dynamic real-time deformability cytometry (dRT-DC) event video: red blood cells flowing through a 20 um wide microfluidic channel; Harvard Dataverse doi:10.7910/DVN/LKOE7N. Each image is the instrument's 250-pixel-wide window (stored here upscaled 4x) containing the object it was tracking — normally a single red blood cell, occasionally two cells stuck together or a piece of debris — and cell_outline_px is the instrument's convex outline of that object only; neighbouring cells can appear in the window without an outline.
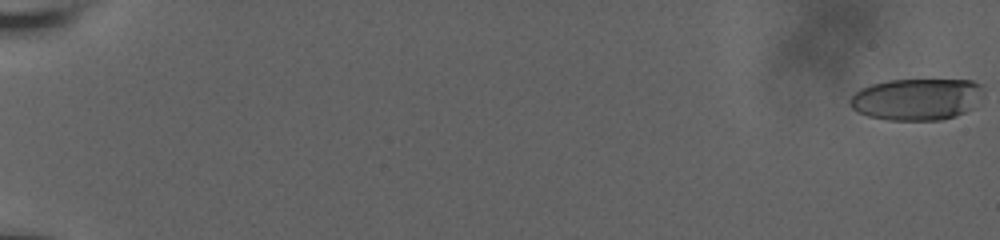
{"species": "human", "species_latin": "Homo sapiens", "temperature_condition": "room temperature", "stored_images_in_passage": 25, "camera_frame_rate_fps": 3000, "um_per_image_px": 0.085, "donor": {"sex": "male"}, "frame": {"image": 1, "passage_image": 1, "time_ms": 0.0, "image_size_px": [1000, 240], "cell_outline_px": [[984, 96], [972, 108], [956, 116], [940, 120], [888, 120], [868, 116], [852, 108], [848, 100], [860, 88], [872, 84], [888, 80], [972, 80], [984, 84]], "centroid_in_image_um": [77.98, 8.42], "position_along_channel_um": 7.0, "area_um2": 32.77}}
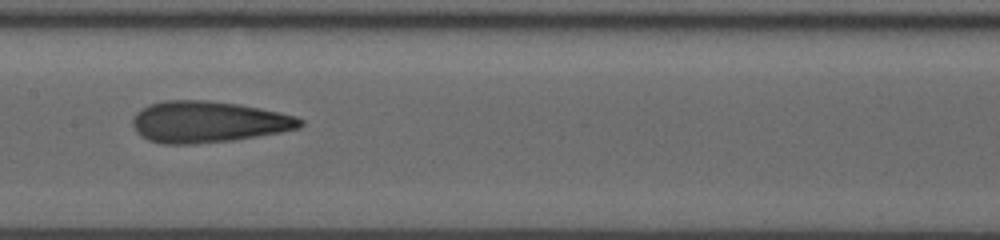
{"frame": {"image": 2, "passage_image": 22, "time_ms": 11.0, "image_size_px": [1000, 240], "cell_outline_px": [[304, 124], [300, 128], [280, 132], [232, 140], [188, 144], [164, 144], [148, 140], [140, 136], [136, 132], [132, 124], [132, 120], [136, 112], [140, 108], [148, 104], [164, 100], [208, 100], [240, 104], [280, 112], [296, 116], [304, 120]], "centroid_in_image_um": [17.67, 10.35], "position_along_channel_um": 189.7, "area_um2": 40.63}}
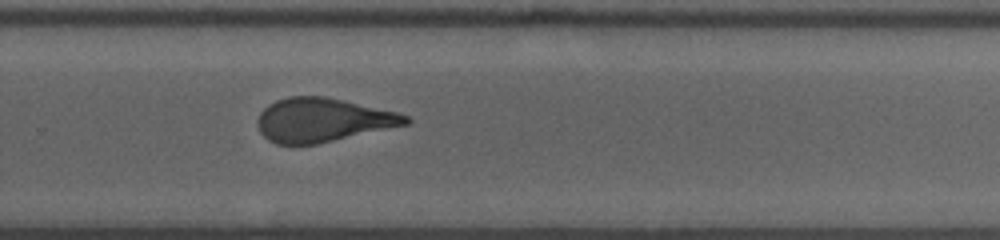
{"frame": {"image": 3, "passage_image": 25, "time_ms": 14.0, "image_size_px": [1000, 240], "cell_outline_px": [[412, 120], [408, 124], [316, 144], [276, 144], [268, 140], [260, 132], [256, 124], [256, 120], [260, 112], [268, 104], [276, 100], [288, 96], [324, 96], [344, 100], [396, 112], [408, 116]], "centroid_in_image_um": [27.38, 10.19], "position_along_channel_um": 302.4, "area_um2": 37.74}}